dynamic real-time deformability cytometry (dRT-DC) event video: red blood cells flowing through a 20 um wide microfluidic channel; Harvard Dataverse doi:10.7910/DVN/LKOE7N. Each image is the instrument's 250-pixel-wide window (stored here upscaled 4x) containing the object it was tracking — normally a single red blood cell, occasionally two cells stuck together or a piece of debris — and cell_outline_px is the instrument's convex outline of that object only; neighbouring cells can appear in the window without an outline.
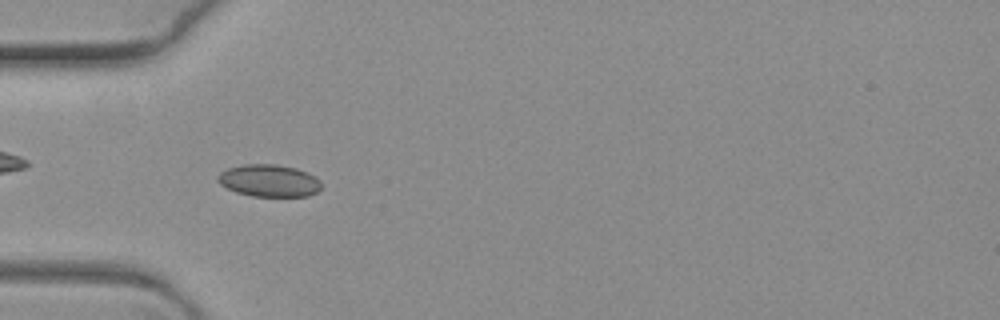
{"species": "common noctule bat (a hibernating species)", "species_latin": "Nyctalus noctula", "temperature_condition": "warm", "stored_images_in_passage": 1, "camera_frame_rate_fps": 3000, "um_per_image_px": 0.085, "animal": {"sex": "female", "body_mass_g": 19.3, "forearm_length_mm": 54.1}, "frame": {"image": 1, "passage_image": 1, "time_ms": 0.0, "image_size_px": [1000, 320], "cell_outline_px": [[320, 188], [316, 192], [308, 196], [252, 196], [236, 192], [220, 184], [216, 180], [216, 176], [220, 172], [228, 168], [244, 164], [276, 164], [296, 168], [308, 172], [320, 180]], "centroid_in_image_um": [22.85, 15.35], "position_along_channel_um": 62.2, "area_um2": 19.48}}